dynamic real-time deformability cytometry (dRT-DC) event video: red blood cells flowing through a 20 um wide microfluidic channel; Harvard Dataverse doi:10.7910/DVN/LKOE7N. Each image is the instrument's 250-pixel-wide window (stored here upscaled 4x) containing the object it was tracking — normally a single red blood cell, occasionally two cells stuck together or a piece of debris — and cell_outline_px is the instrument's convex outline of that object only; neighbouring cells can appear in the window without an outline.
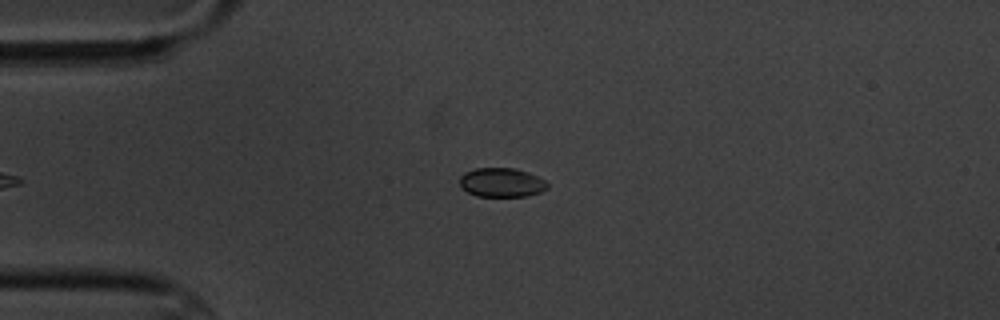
{"species": "common noctule bat (a hibernating species)", "species_latin": "Nyctalus noctula", "temperature_condition": "cold", "stored_images_in_passage": 5, "camera_frame_rate_fps": 3000, "um_per_image_px": 0.085, "animal": {"sex": "male", "body_mass_g": 20.1, "forearm_length_mm": 53.5}, "frame": {"image": 1, "passage_image": 5, "time_ms": 4.667, "image_size_px": [1000, 320], "cell_outline_px": [[548, 188], [540, 192], [524, 196], [476, 196], [468, 192], [460, 184], [460, 176], [464, 172], [476, 168], [516, 168], [528, 172], [544, 180], [548, 184]], "centroid_in_image_um": [42.63, 15.5], "position_along_channel_um": 42.4, "area_um2": 14.8}}